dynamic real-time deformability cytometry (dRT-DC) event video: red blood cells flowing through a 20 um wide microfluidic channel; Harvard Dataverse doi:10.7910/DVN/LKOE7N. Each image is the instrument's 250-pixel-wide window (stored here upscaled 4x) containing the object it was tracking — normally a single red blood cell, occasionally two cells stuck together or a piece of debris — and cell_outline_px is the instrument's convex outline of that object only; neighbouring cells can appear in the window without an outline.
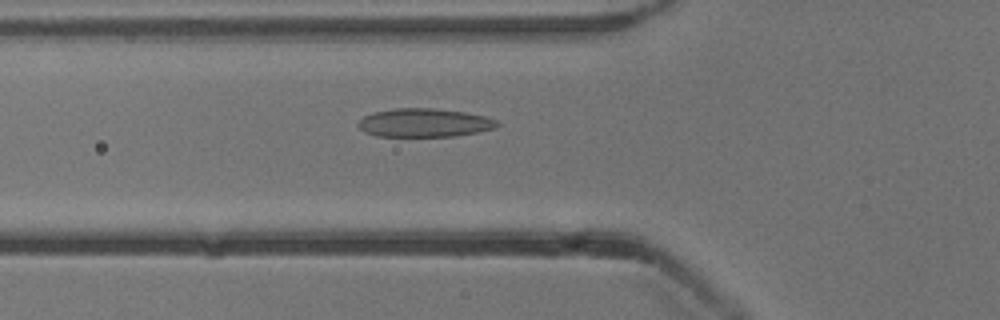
{"species": "common noctule bat (a hibernating species)", "species_latin": "Nyctalus noctula", "temperature_condition": "cold", "stored_images_in_passage": 50, "segment_of_instrument_passage": [1, 2], "camera_frame_rate_fps": 3000, "um_per_image_px": 0.085, "animal": {"sex": "male", "body_mass_g": 13.3}, "frame": {"image": 1, "passage_image": 15, "time_ms": 4.667, "image_size_px": [1000, 320], "cell_outline_px": [[500, 124], [496, 128], [456, 136], [376, 136], [364, 132], [356, 124], [364, 116], [372, 112], [392, 108], [432, 108], [464, 112], [484, 116], [496, 120]], "centroid_in_image_um": [36.04, 10.43], "position_along_channel_um": 89.8, "area_um2": 23.12}}
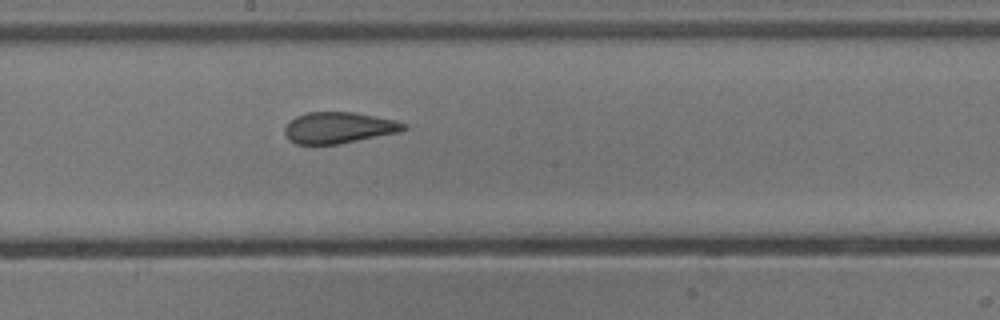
{"frame": {"image": 2, "passage_image": 25, "time_ms": 8.0, "image_size_px": [1000, 320], "cell_outline_px": [[408, 128], [400, 132], [336, 144], [296, 144], [288, 140], [284, 132], [284, 128], [296, 116], [308, 112], [352, 112], [396, 120], [408, 124]], "centroid_in_image_um": [28.8, 10.85], "position_along_channel_um": 219.4, "area_um2": 21.56}}
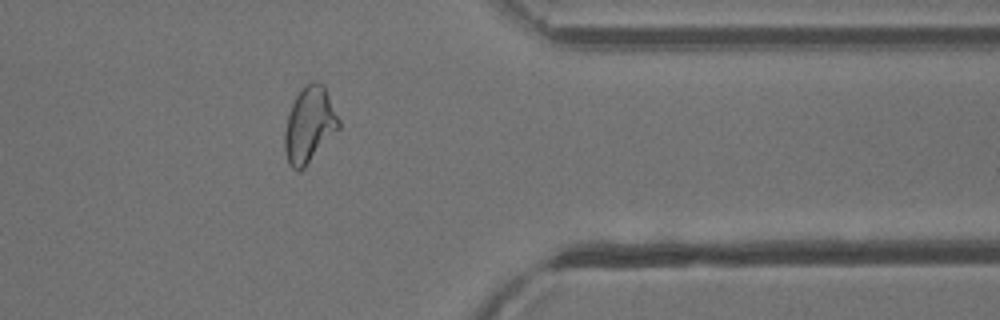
{"frame": {"image": 3, "passage_image": 39, "time_ms": 12.667, "image_size_px": [1000, 320], "cell_outline_px": [[340, 128], [304, 168], [300, 172], [292, 168], [288, 164], [284, 148], [284, 132], [288, 116], [292, 104], [296, 96], [304, 84], [312, 80], [316, 80], [324, 84], [340, 120]], "centroid_in_image_um": [26.3, 10.59], "position_along_channel_um": 385.1, "area_um2": 24.1}}